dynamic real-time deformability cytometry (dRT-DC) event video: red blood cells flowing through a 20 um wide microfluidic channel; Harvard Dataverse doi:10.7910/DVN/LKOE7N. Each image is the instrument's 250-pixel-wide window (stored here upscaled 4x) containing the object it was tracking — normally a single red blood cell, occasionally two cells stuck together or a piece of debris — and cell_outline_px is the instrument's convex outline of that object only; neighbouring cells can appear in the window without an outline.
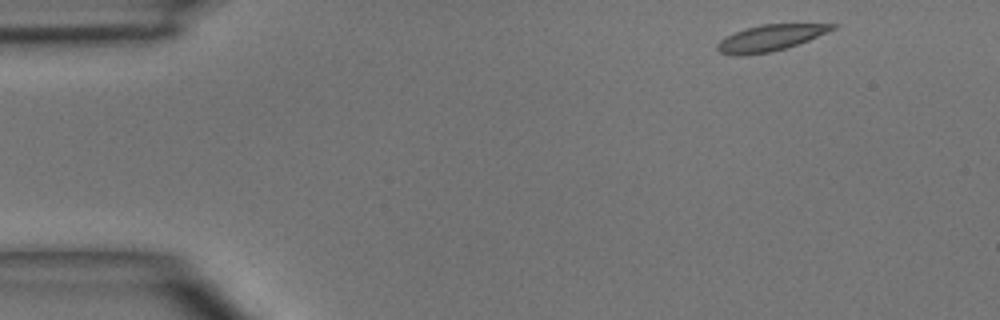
{"species": "common noctule bat (a hibernating species)", "species_latin": "Nyctalus noctula", "temperature_condition": "room temperature", "stored_images_in_passage": 4, "camera_frame_rate_fps": 3000, "um_per_image_px": 0.085, "animal": {"sex": "male", "body_mass_g": 15.6}, "frame": {"image": 1, "passage_image": 1, "time_ms": 0.0, "image_size_px": [1000, 320], "cell_outline_px": [[840, 24], [836, 28], [808, 40], [772, 52], [744, 56], [732, 56], [720, 52], [716, 48], [716, 44], [724, 36], [744, 28], [764, 24]], "centroid_in_image_um": [65.39, 3.23], "position_along_channel_um": 19.6, "area_um2": 17.63}}
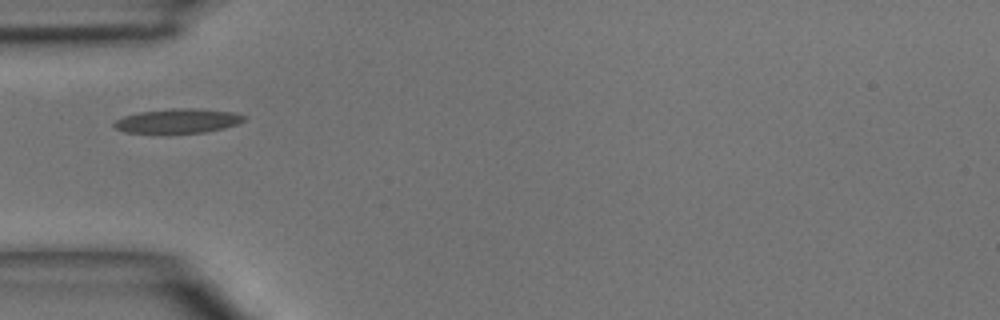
{"frame": {"image": 2, "passage_image": 4, "time_ms": 3.333, "image_size_px": [1000, 320], "cell_outline_px": [[248, 116], [244, 120], [236, 124], [224, 128], [208, 132], [168, 136], [124, 132], [116, 128], [112, 124], [116, 120], [124, 116], [140, 112], [172, 108], [196, 108], [236, 112]], "centroid_in_image_um": [15.11, 10.32], "position_along_channel_um": 69.9, "area_um2": 19.54}}